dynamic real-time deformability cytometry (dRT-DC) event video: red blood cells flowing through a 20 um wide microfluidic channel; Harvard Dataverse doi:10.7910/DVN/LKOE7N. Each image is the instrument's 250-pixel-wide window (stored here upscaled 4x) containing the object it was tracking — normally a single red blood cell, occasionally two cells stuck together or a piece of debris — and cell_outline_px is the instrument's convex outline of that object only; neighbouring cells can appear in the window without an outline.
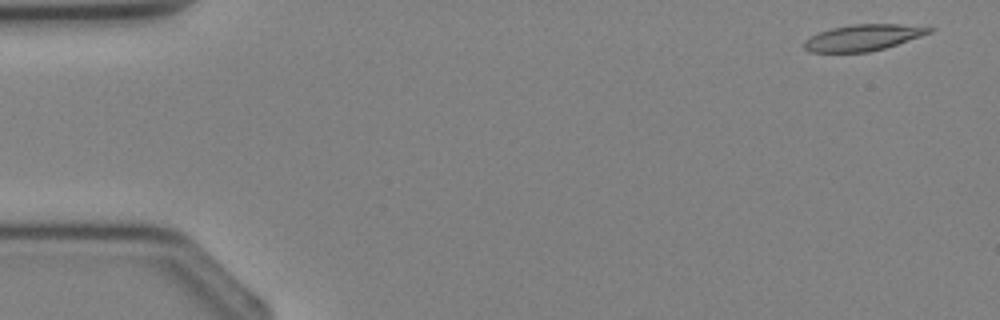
{"species": "Egyptian fruit bat (a non-hibernating species)", "species_latin": "Rousettus aegyptiacus", "temperature_condition": "cold", "stored_images_in_passage": 4, "camera_frame_rate_fps": 3000, "um_per_image_px": 0.085, "animal": {"sex": "female"}, "frame": {"image": 1, "passage_image": 1, "time_ms": 0.0, "image_size_px": [1000, 320], "cell_outline_px": [[936, 28], [932, 32], [884, 48], [868, 52], [808, 52], [804, 48], [804, 40], [820, 32], [832, 28], [852, 24], [900, 24]], "centroid_in_image_um": [73.35, 3.19], "position_along_channel_um": 11.7, "area_um2": 18.9}}
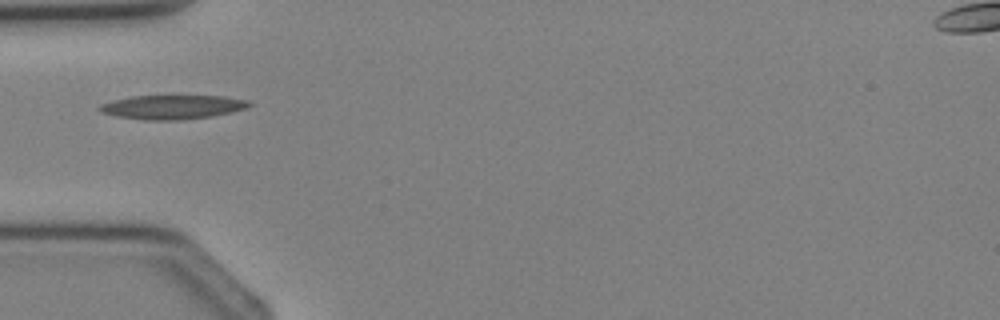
{"frame": {"image": 2, "passage_image": 4, "time_ms": 3.333, "image_size_px": [1000, 320], "cell_outline_px": [[252, 104], [244, 108], [232, 112], [212, 116], [180, 120], [148, 120], [116, 116], [100, 112], [96, 108], [100, 104], [112, 100], [132, 96], [224, 96], [248, 100]], "centroid_in_image_um": [14.62, 9.1], "position_along_channel_um": 70.4, "area_um2": 20.98}}